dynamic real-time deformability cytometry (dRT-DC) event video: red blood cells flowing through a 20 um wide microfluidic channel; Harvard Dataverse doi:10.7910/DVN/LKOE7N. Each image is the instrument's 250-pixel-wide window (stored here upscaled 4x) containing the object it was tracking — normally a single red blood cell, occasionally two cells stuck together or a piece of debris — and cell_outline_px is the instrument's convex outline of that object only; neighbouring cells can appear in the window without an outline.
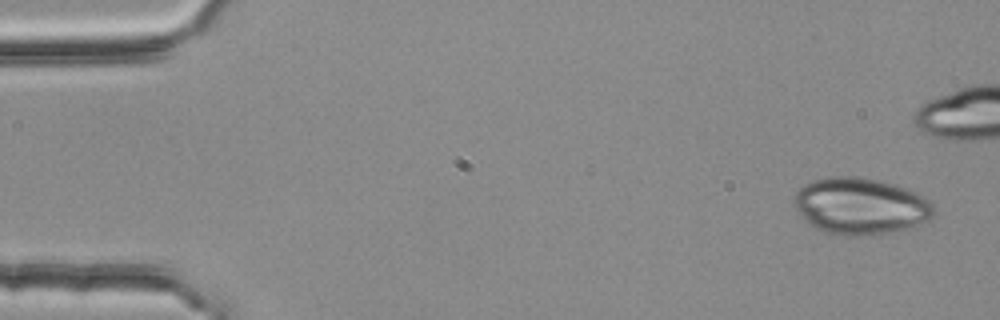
{"species": "common noctule bat (a hibernating species)", "species_latin": "Nyctalus noctula", "temperature_condition": "room temperature", "stored_images_in_passage": 5, "camera_frame_rate_fps": 3000, "um_per_image_px": 0.085, "animal": {"sex": "female", "body_mass_g": 25.1}, "frame": {"image": 1, "passage_image": 1, "time_ms": 0.0, "image_size_px": [1000, 320], "cell_outline_px": [[936, 216], [928, 220], [904, 228], [884, 232], [856, 236], [844, 236], [824, 232], [816, 228], [804, 220], [792, 204], [792, 200], [796, 192], [804, 184], [812, 180], [828, 176], [852, 176], [880, 180], [916, 192], [928, 200], [932, 204], [936, 212]], "centroid_in_image_um": [73.08, 17.5], "position_along_channel_um": 11.9, "area_um2": 46.01}}